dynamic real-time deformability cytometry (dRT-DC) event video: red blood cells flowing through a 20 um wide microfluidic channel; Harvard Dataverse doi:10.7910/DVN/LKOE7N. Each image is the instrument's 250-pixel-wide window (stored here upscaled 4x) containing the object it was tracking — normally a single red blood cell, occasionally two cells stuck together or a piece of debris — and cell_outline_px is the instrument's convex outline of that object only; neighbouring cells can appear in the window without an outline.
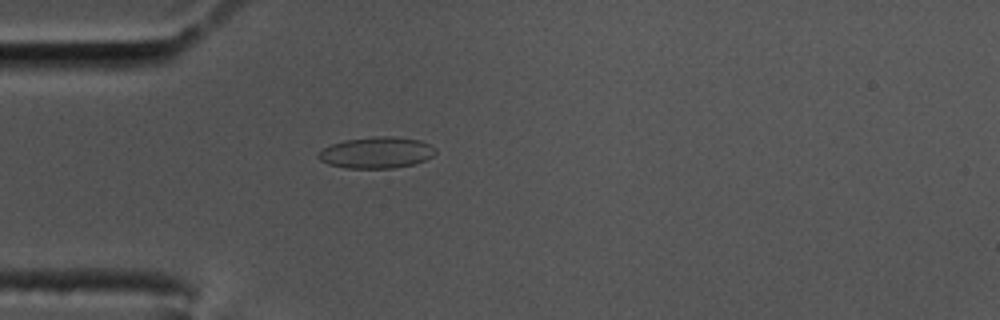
{"species": "common noctule bat (a hibernating species)", "species_latin": "Nyctalus noctula", "temperature_condition": "cold", "stored_images_in_passage": 50, "camera_frame_rate_fps": 3000, "um_per_image_px": 0.085, "animal": {"sex": "male", "body_mass_g": 17.5, "forearm_length_mm": 52.3}, "frame": {"image": 1, "passage_image": 9, "time_ms": 2.667, "image_size_px": [1000, 320], "cell_outline_px": [[436, 152], [432, 156], [424, 160], [412, 164], [392, 168], [344, 168], [328, 164], [320, 160], [316, 156], [324, 148], [332, 144], [344, 140], [372, 136], [392, 136], [420, 140], [436, 148]], "centroid_in_image_um": [31.99, 12.96], "position_along_channel_um": 53.0, "area_um2": 21.33}}
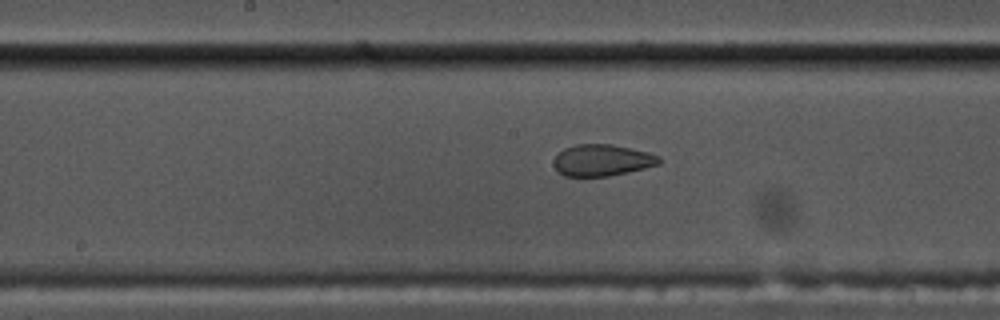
{"frame": {"image": 2, "passage_image": 22, "time_ms": 7.0, "image_size_px": [1000, 320], "cell_outline_px": [[660, 164], [628, 172], [608, 176], [564, 176], [556, 172], [552, 164], [552, 160], [564, 148], [576, 144], [612, 144], [632, 148], [648, 152], [660, 156]], "centroid_in_image_um": [51.14, 13.62], "position_along_channel_um": 197.1, "area_um2": 19.59}}
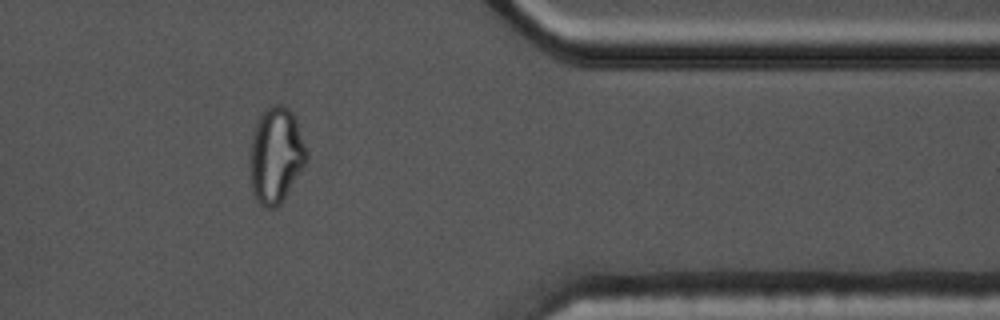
{"frame": {"image": 3, "passage_image": 40, "time_ms": 13.0, "image_size_px": [1000, 320], "cell_outline_px": [[308, 160], [284, 200], [276, 208], [264, 208], [256, 200], [252, 192], [252, 136], [256, 124], [260, 116], [268, 108], [276, 104], [280, 104], [288, 108], [296, 116], [308, 152]], "centroid_in_image_um": [23.51, 13.22], "position_along_channel_um": 387.9, "area_um2": 31.44}}